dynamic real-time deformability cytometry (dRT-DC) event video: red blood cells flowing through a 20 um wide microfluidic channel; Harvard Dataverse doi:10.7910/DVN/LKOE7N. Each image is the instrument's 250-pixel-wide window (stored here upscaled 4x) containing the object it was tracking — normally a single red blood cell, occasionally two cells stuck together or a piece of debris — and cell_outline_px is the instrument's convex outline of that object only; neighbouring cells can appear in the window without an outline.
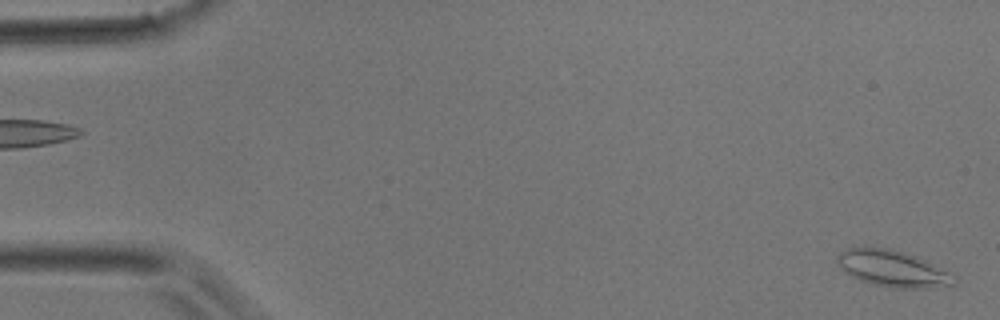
{"species": "common noctule bat (a hibernating species)", "species_latin": "Nyctalus noctula", "temperature_condition": "room temperature", "stored_images_in_passage": 3, "camera_frame_rate_fps": 3000, "um_per_image_px": 0.085, "animal": {"sex": "male", "body_mass_g": 17.9}, "frame": {"image": 1, "passage_image": 3, "time_ms": 0.667, "image_size_px": [1000, 320], "cell_outline_px": [[956, 284], [948, 288], [896, 288], [872, 284], [860, 280], [844, 272], [840, 268], [836, 260], [836, 256], [840, 252], [848, 248], [864, 244], [872, 244], [892, 248], [916, 256], [948, 272]], "centroid_in_image_um": [75.8, 22.79], "position_along_channel_um": 9.2, "area_um2": 25.43}}